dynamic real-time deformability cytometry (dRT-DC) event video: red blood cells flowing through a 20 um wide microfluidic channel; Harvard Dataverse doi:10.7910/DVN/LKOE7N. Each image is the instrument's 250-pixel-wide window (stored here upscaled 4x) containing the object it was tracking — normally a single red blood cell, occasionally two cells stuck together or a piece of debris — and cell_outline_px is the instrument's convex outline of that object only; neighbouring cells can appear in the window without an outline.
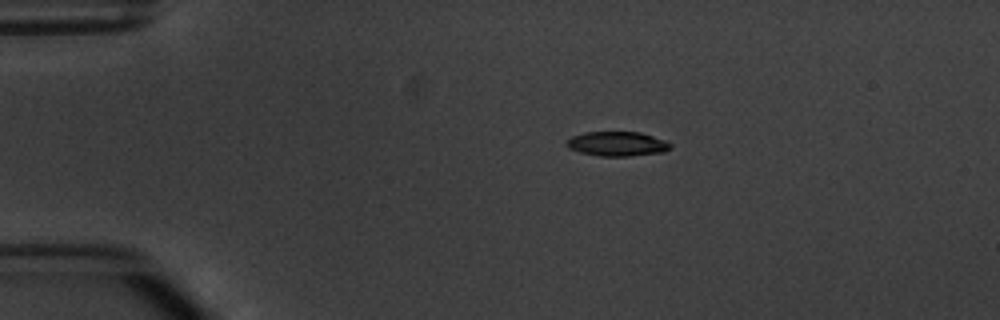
{"species": "common noctule bat (a hibernating species)", "species_latin": "Nyctalus noctula", "temperature_condition": "warm", "stored_images_in_passage": 5, "camera_frame_rate_fps": 3000, "um_per_image_px": 0.085, "animal": {"sex": "male", "body_mass_g": 20.1, "forearm_length_mm": 53.5}, "frame": {"image": 1, "passage_image": 1, "time_ms": 0.0, "image_size_px": [1000, 320], "cell_outline_px": [[672, 144], [664, 152], [628, 156], [600, 156], [580, 152], [568, 148], [564, 144], [572, 136], [584, 132], [640, 132], [664, 140]], "centroid_in_image_um": [52.42, 12.22], "position_along_channel_um": 32.6, "area_um2": 14.74}}
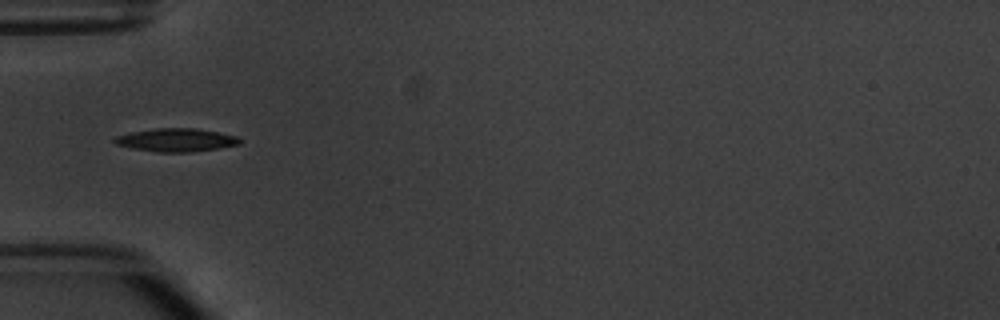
{"frame": {"image": 2, "passage_image": 3, "time_ms": 2.333, "image_size_px": [1000, 320], "cell_outline_px": [[244, 140], [240, 144], [220, 148], [192, 152], [160, 152], [132, 148], [116, 144], [112, 140], [116, 136], [132, 132], [156, 128], [196, 128], [236, 136]], "centroid_in_image_um": [15.01, 11.9], "position_along_channel_um": 70.0, "area_um2": 16.88}}
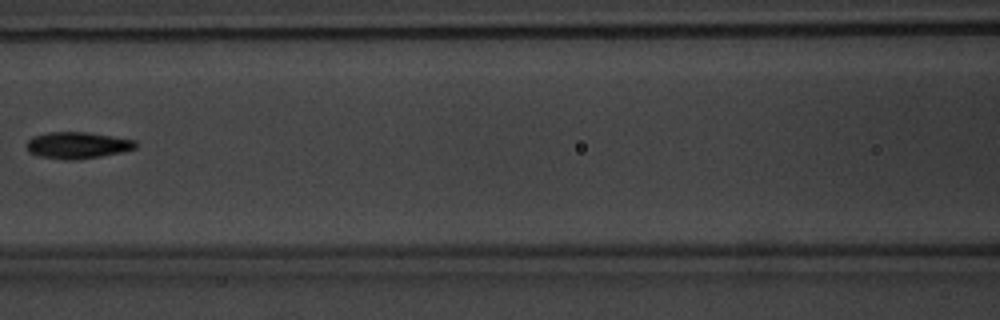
{"frame": {"image": 3, "passage_image": 5, "time_ms": 4.667, "image_size_px": [1000, 320], "cell_outline_px": [[136, 148], [120, 152], [100, 156], [76, 160], [64, 160], [40, 156], [28, 152], [28, 140], [32, 136], [48, 132], [88, 132], [136, 140]], "centroid_in_image_um": [6.57, 12.34], "position_along_channel_um": 160.0, "area_um2": 16.82}}